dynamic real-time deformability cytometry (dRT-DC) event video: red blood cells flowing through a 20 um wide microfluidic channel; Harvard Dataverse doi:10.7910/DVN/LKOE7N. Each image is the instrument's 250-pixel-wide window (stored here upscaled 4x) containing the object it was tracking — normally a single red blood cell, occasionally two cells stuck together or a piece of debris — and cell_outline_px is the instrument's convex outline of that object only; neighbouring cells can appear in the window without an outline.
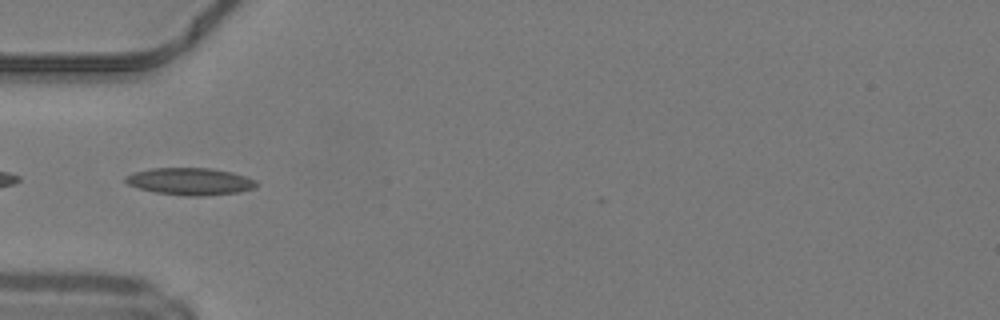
{"species": "common noctule bat (a hibernating species)", "species_latin": "Nyctalus noctula", "temperature_condition": "warm", "stored_images_in_passage": 37, "camera_frame_rate_fps": 3000, "um_per_image_px": 0.085, "animal": {"sex": "male", "body_mass_g": 19.2, "forearm_length_mm": 51.8}, "frame": {"image": 1, "passage_image": 17, "time_ms": 5.333, "image_size_px": [1000, 320], "cell_outline_px": [[260, 184], [256, 188], [236, 192], [204, 196], [188, 196], [156, 192], [140, 188], [128, 184], [124, 180], [124, 176], [132, 172], [152, 168], [212, 168], [232, 172], [248, 176], [256, 180]], "centroid_in_image_um": [16.2, 15.41], "position_along_channel_um": 68.8, "area_um2": 20.87}}
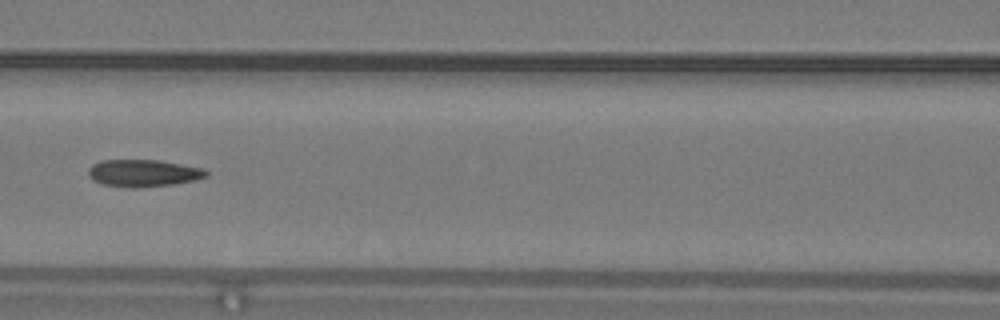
{"frame": {"image": 2, "passage_image": 23, "time_ms": 7.333, "image_size_px": [1000, 320], "cell_outline_px": [[208, 176], [196, 180], [172, 184], [132, 188], [104, 184], [92, 180], [88, 176], [88, 168], [92, 164], [100, 160], [160, 160], [204, 168], [208, 172]], "centroid_in_image_um": [12.18, 14.7], "position_along_channel_um": 154.4, "area_um2": 18.73}}